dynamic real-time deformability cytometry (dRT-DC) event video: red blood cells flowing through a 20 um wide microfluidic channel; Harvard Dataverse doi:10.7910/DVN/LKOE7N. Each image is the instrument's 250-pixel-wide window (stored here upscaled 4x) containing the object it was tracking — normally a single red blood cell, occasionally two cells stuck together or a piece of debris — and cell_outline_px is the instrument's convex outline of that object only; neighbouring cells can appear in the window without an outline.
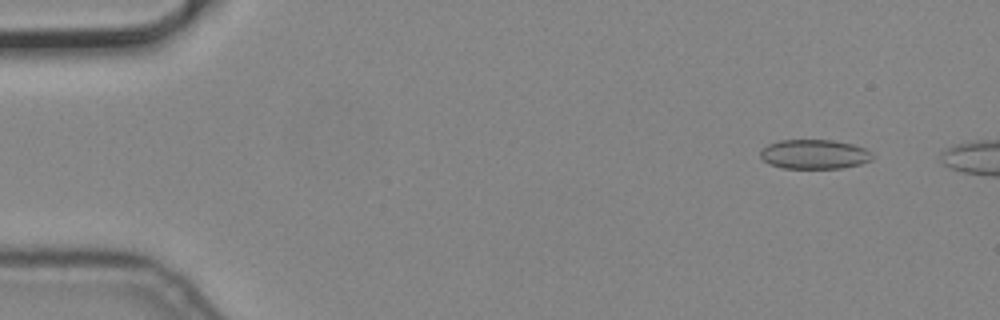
{"species": "common noctule bat (a hibernating species)", "species_latin": "Nyctalus noctula", "temperature_condition": "cold", "stored_images_in_passage": 8, "camera_frame_rate_fps": 3000, "um_per_image_px": 0.085, "animal": {"sex": "male", "body_mass_g": 19.2, "forearm_length_mm": 51.8}, "frame": {"image": 1, "passage_image": 1, "time_ms": 0.0, "image_size_px": [1000, 320], "cell_outline_px": [[876, 156], [872, 160], [860, 164], [840, 168], [784, 168], [768, 164], [760, 156], [760, 152], [768, 144], [780, 140], [832, 140], [856, 144], [872, 152]], "centroid_in_image_um": [69.27, 13.11], "position_along_channel_um": 15.7, "area_um2": 19.36}}